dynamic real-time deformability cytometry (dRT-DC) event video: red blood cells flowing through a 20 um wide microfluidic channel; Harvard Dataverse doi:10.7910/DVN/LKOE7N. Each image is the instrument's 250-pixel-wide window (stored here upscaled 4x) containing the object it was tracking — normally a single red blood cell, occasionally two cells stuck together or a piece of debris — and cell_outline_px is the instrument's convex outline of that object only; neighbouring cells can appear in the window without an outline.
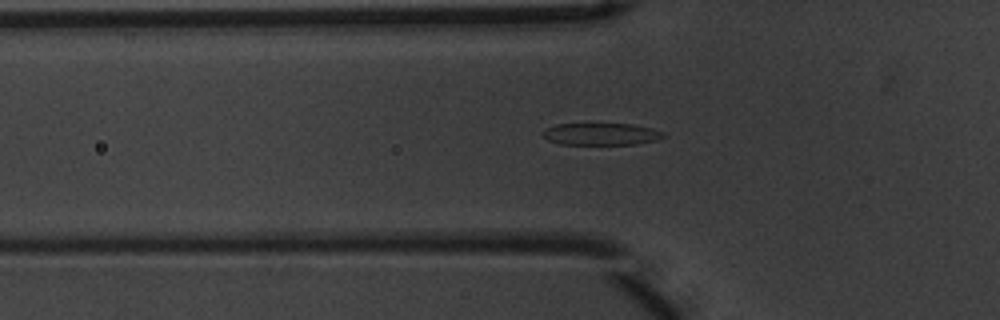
{"species": "common noctule bat (a hibernating species)", "species_latin": "Nyctalus noctula", "temperature_condition": "warm", "stored_images_in_passage": 47, "camera_frame_rate_fps": 3000, "um_per_image_px": 0.085, "animal": {"sex": "male", "body_mass_g": 20.1, "forearm_length_mm": 53.5}, "frame": {"image": 1, "passage_image": 18, "time_ms": 5.667, "image_size_px": [1000, 320], "cell_outline_px": [[668, 136], [656, 140], [636, 144], [560, 144], [548, 140], [544, 136], [544, 132], [548, 128], [556, 124], [632, 124], [652, 128], [664, 132]], "centroid_in_image_um": [51.17, 11.4], "position_along_channel_um": 74.6, "area_um2": 15.37}}
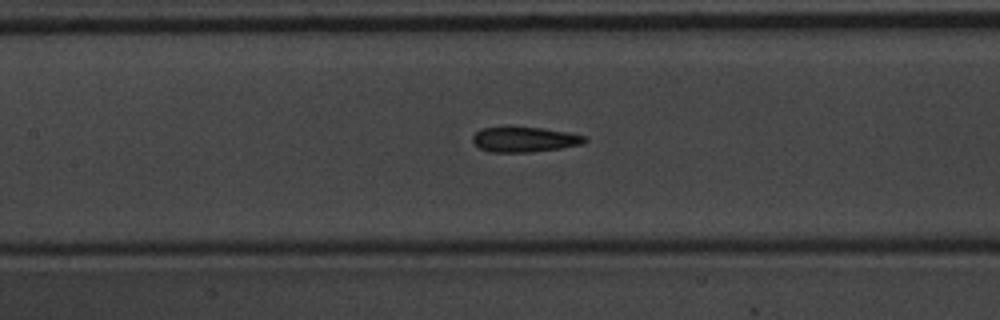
{"frame": {"image": 2, "passage_image": 25, "time_ms": 8.0, "image_size_px": [1000, 320], "cell_outline_px": [[588, 140], [584, 144], [560, 148], [528, 152], [488, 152], [480, 148], [472, 140], [472, 136], [480, 128], [540, 128], [568, 132], [584, 136]], "centroid_in_image_um": [44.59, 11.87], "position_along_channel_um": 162.8, "area_um2": 16.13}}
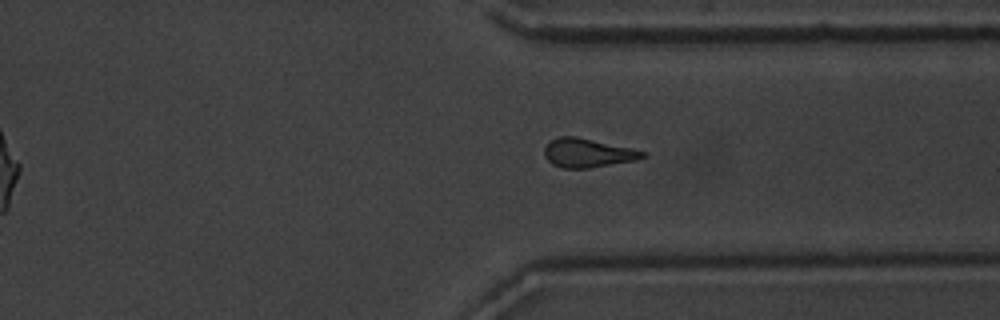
{"frame": {"image": 3, "passage_image": 41, "time_ms": 13.333, "image_size_px": [1000, 320], "cell_outline_px": [[648, 156], [636, 160], [588, 168], [564, 168], [552, 164], [544, 156], [544, 148], [552, 140], [560, 136], [576, 136], [648, 152]], "centroid_in_image_um": [49.97, 13.0], "position_along_channel_um": 361.4, "area_um2": 16.42}, "authors_computed_cell_mechanics": {"area_um2": 16.8776, "velocity_mm_per_s": 3.7304, "shape_relaxation_time_tau1_ms": 4.1394, "shape_relaxation_time_tau2_ms": 3.9601, "deformation_change_tau1": 0.1113, "deformation_change_tau2": 0.1172}}